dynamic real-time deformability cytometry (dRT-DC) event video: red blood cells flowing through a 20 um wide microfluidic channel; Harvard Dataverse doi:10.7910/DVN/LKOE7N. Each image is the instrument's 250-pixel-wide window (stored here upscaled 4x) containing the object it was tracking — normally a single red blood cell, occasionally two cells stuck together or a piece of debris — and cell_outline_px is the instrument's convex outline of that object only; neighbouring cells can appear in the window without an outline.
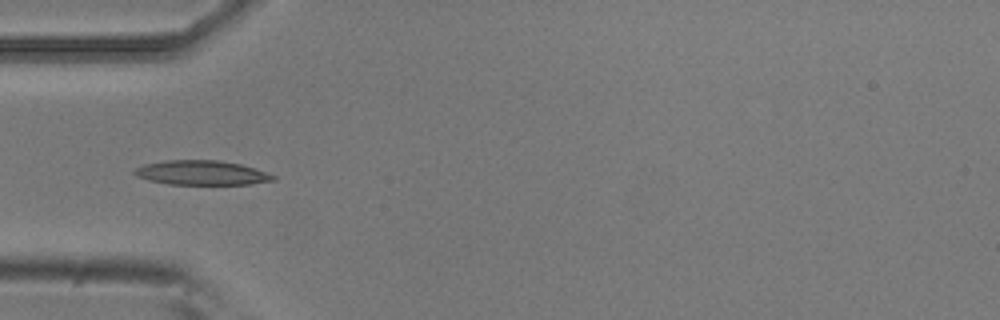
{"species": "common noctule bat (a hibernating species)", "species_latin": "Nyctalus noctula", "temperature_condition": "room temperature", "stored_images_in_passage": 8, "camera_frame_rate_fps": 3000, "um_per_image_px": 0.085, "animal": {"sex": "male", "body_mass_g": 20.5, "forearm_length_mm": 52.5}, "frame": {"image": 1, "passage_image": 5, "time_ms": 1.333, "image_size_px": [1000, 320], "cell_outline_px": [[276, 180], [252, 184], [168, 184], [148, 180], [136, 176], [132, 172], [136, 168], [144, 164], [168, 160], [216, 160], [240, 164], [276, 176]], "centroid_in_image_um": [17.11, 14.69], "position_along_channel_um": 67.9, "area_um2": 19.59}}
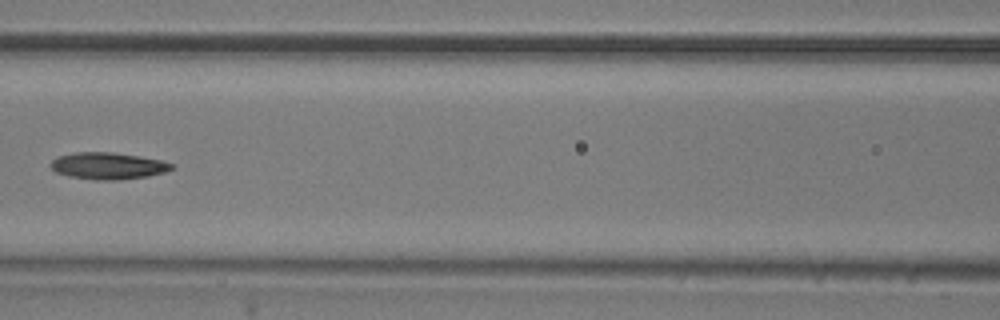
{"frame": {"image": 2, "passage_image": 7, "time_ms": 2.0, "image_size_px": [1000, 320], "cell_outline_px": [[176, 168], [164, 172], [148, 176], [120, 180], [96, 180], [68, 176], [56, 172], [52, 168], [52, 160], [56, 156], [76, 152], [112, 152], [140, 156], [160, 160], [172, 164]], "centroid_in_image_um": [9.18, 14.1], "position_along_channel_um": 157.4, "area_um2": 18.9}}
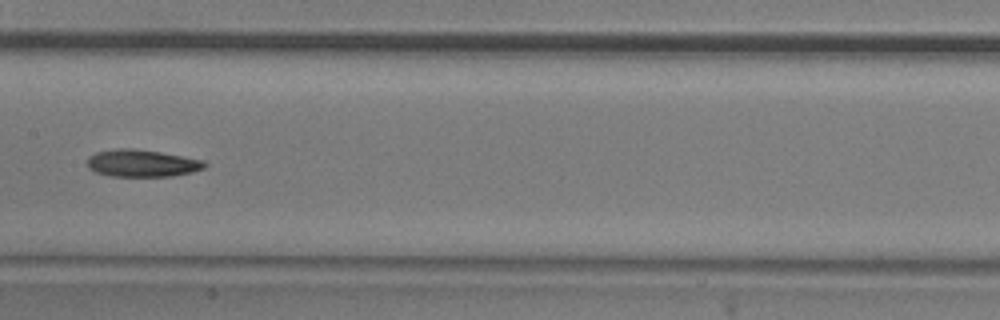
{"frame": {"image": 3, "passage_image": 8, "time_ms": 2.333, "image_size_px": [1000, 320], "cell_outline_px": [[208, 164], [204, 168], [192, 172], [172, 176], [112, 176], [96, 172], [88, 168], [88, 156], [96, 152], [120, 148], [132, 148], [160, 152], [204, 160]], "centroid_in_image_um": [12.08, 13.87], "position_along_channel_um": 195.3, "area_um2": 18.55}}